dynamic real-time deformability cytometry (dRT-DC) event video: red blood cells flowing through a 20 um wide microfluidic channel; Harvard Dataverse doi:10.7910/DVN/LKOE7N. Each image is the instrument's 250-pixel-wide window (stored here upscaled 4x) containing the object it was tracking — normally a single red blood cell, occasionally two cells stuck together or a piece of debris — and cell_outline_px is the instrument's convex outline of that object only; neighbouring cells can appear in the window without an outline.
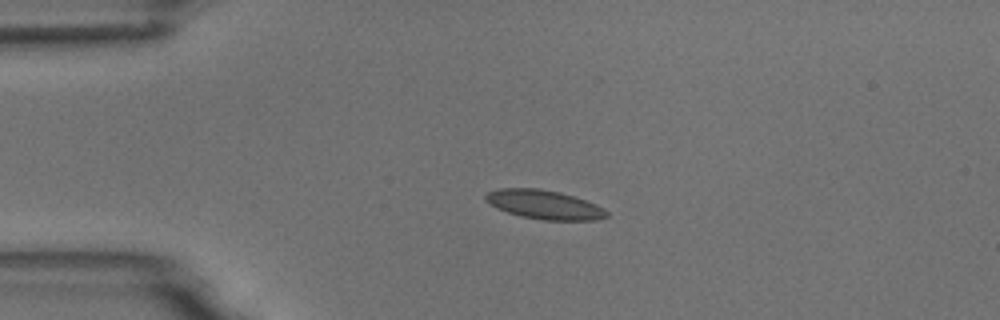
{"species": "common noctule bat (a hibernating species)", "species_latin": "Nyctalus noctula", "temperature_condition": "room temperature", "stored_images_in_passage": 3, "camera_frame_rate_fps": 3000, "um_per_image_px": 0.085, "animal": {"sex": "male", "body_mass_g": 18.8}, "frame": {"image": 1, "passage_image": 2, "time_ms": 1.333, "image_size_px": [1000, 320], "cell_outline_px": [[608, 216], [596, 220], [544, 220], [520, 216], [496, 208], [488, 204], [484, 200], [484, 196], [488, 192], [500, 188], [540, 188], [560, 192], [596, 204], [604, 208], [608, 212]], "centroid_in_image_um": [46.23, 17.39], "position_along_channel_um": 38.8, "area_um2": 20.52}}